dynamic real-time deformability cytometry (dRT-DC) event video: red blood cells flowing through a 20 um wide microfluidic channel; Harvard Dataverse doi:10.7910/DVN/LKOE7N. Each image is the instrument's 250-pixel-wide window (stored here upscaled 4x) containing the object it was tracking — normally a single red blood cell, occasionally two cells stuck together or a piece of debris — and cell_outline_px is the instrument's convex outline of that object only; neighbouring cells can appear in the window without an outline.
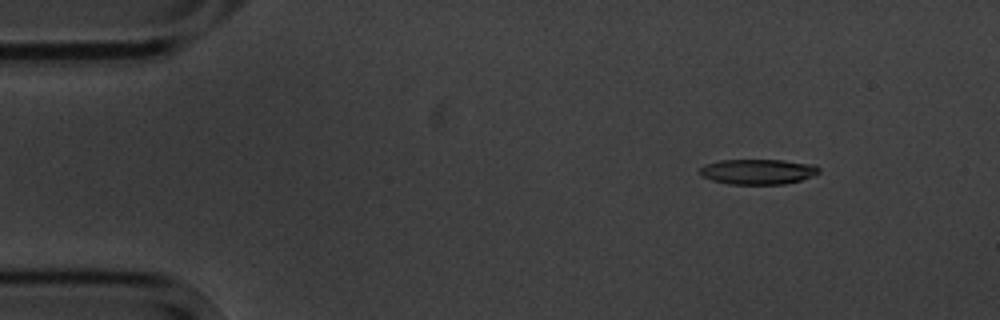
{"species": "common noctule bat (a hibernating species)", "species_latin": "Nyctalus noctula", "temperature_condition": "cold", "stored_images_in_passage": 8, "camera_frame_rate_fps": 3000, "um_per_image_px": 0.085, "animal": {"sex": "male", "body_mass_g": 20.1, "forearm_length_mm": 53.5}, "frame": {"image": 1, "passage_image": 2, "time_ms": 1.0, "image_size_px": [1000, 320], "cell_outline_px": [[820, 172], [812, 176], [800, 180], [784, 184], [728, 184], [712, 180], [700, 176], [700, 168], [704, 164], [720, 160], [784, 160], [816, 164], [820, 168]], "centroid_in_image_um": [64.43, 14.58], "position_along_channel_um": 20.6, "area_um2": 17.69}}
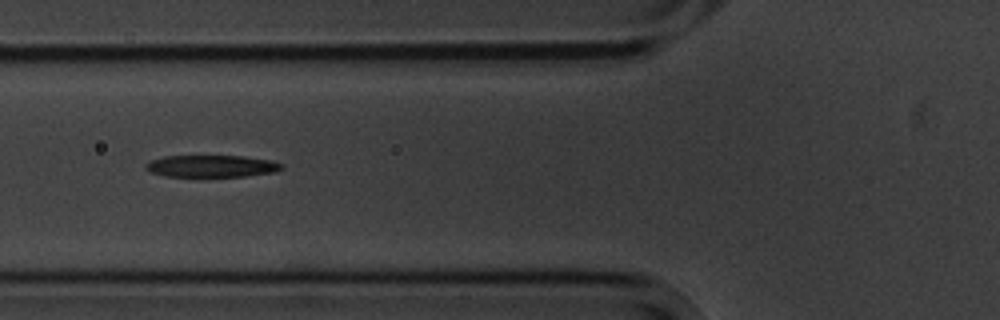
{"frame": {"image": 2, "passage_image": 6, "time_ms": 5.667, "image_size_px": [1000, 320], "cell_outline_px": [[284, 168], [276, 172], [244, 176], [164, 176], [152, 172], [144, 168], [144, 164], [152, 160], [164, 156], [244, 156], [272, 160], [284, 164]], "centroid_in_image_um": [18.02, 14.11], "position_along_channel_um": 107.8, "area_um2": 17.46}}
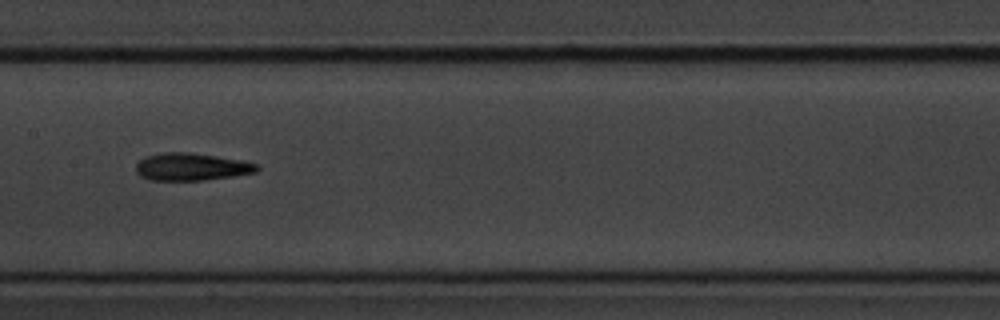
{"frame": {"image": 3, "passage_image": 8, "time_ms": 8.0, "image_size_px": [1000, 320], "cell_outline_px": [[260, 168], [256, 172], [236, 176], [204, 180], [152, 180], [140, 176], [136, 172], [136, 164], [144, 156], [164, 152], [188, 152], [216, 156], [240, 160], [260, 164]], "centroid_in_image_um": [16.29, 14.18], "position_along_channel_um": 191.1, "area_um2": 19.48}}